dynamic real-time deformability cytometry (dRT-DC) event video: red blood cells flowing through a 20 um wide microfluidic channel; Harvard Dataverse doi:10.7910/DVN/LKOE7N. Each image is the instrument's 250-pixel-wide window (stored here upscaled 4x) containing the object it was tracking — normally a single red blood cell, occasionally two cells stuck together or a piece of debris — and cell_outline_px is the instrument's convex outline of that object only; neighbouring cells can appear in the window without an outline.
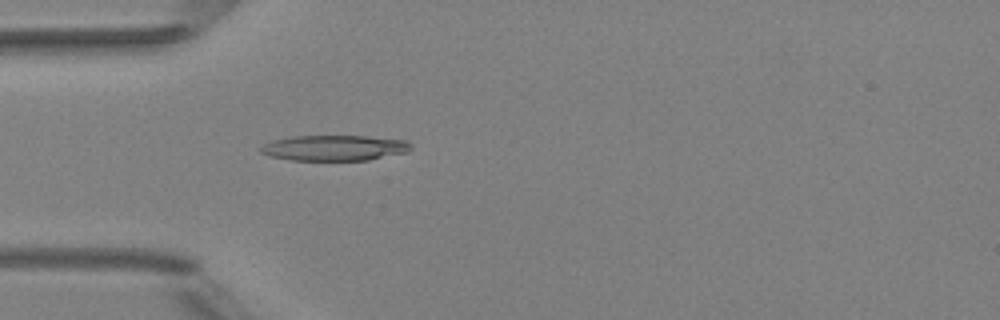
{"species": "Egyptian fruit bat (a non-hibernating species)", "species_latin": "Rousettus aegyptiacus", "temperature_condition": "room temperature", "stored_images_in_passage": 5, "camera_frame_rate_fps": 3000, "um_per_image_px": 0.085, "animal": {"sex": "female"}, "frame": {"image": 1, "passage_image": 5, "time_ms": 4.667, "image_size_px": [1000, 320], "cell_outline_px": [[412, 148], [408, 152], [368, 160], [292, 160], [272, 156], [260, 152], [260, 148], [264, 144], [272, 140], [292, 136], [368, 136], [408, 140], [412, 144]], "centroid_in_image_um": [28.48, 12.56], "position_along_channel_um": 56.5, "area_um2": 22.43}}